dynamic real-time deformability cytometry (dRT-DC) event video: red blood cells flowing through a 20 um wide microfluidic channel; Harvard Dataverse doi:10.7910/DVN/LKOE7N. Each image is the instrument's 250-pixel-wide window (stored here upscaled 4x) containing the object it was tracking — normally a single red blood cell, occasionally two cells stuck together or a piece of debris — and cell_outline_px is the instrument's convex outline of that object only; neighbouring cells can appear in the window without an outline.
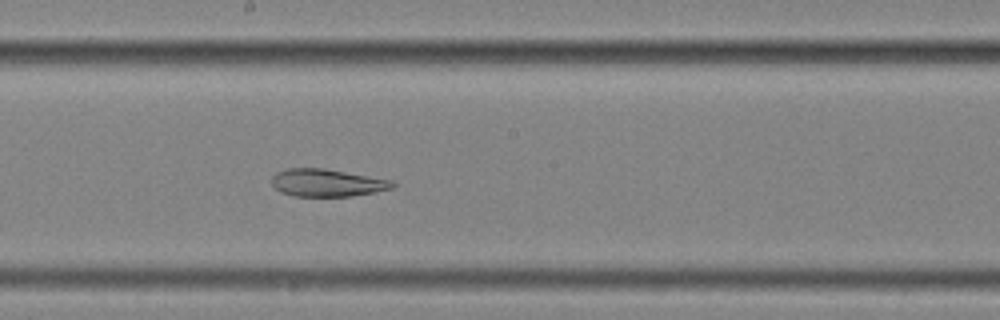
{"species": "common noctule bat (a hibernating species)", "species_latin": "Nyctalus noctula", "temperature_condition": "cold", "stored_images_in_passage": 55, "segment_of_instrument_passage": [2, 2], "camera_frame_rate_fps": 3000, "um_per_image_px": 0.085, "animal": {"sex": "female", "body_mass_g": 25.1}, "frame": {"image": 1, "passage_image": 30, "time_ms": 9.667, "image_size_px": [1000, 320], "cell_outline_px": [[396, 184], [392, 188], [352, 196], [292, 196], [280, 192], [272, 184], [272, 176], [276, 172], [288, 168], [324, 168], [392, 180]], "centroid_in_image_um": [27.77, 15.53], "position_along_channel_um": 220.4, "area_um2": 19.31}}
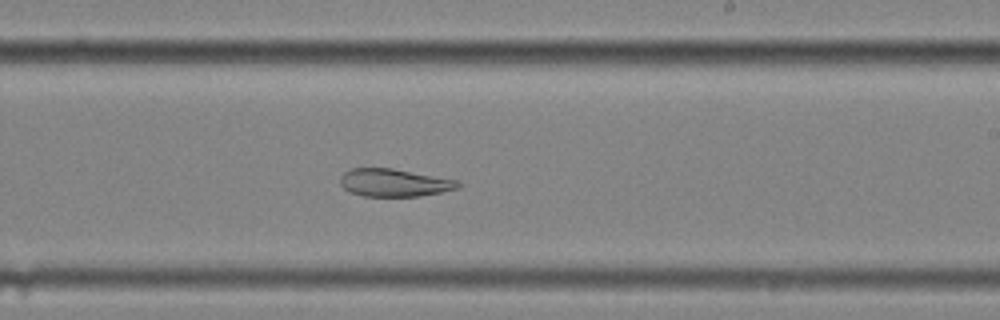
{"frame": {"image": 2, "passage_image": 33, "time_ms": 10.667, "image_size_px": [1000, 320], "cell_outline_px": [[464, 184], [460, 188], [420, 196], [364, 196], [352, 192], [344, 188], [340, 184], [340, 176], [344, 172], [352, 168], [392, 168], [460, 180]], "centroid_in_image_um": [33.57, 15.52], "position_along_channel_um": 255.4, "area_um2": 19.19}}
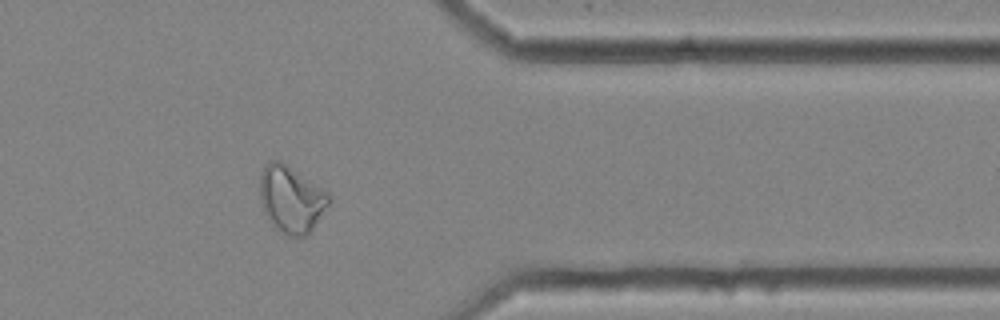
{"frame": {"image": 3, "passage_image": 45, "time_ms": 14.667, "image_size_px": [1000, 320], "cell_outline_px": [[332, 200], [308, 236], [288, 236], [280, 232], [268, 220], [264, 212], [260, 200], [260, 172], [264, 164], [268, 160], [280, 160], [288, 164], [328, 192], [332, 196]], "centroid_in_image_um": [24.75, 16.91], "position_along_channel_um": 386.6, "area_um2": 27.4}}